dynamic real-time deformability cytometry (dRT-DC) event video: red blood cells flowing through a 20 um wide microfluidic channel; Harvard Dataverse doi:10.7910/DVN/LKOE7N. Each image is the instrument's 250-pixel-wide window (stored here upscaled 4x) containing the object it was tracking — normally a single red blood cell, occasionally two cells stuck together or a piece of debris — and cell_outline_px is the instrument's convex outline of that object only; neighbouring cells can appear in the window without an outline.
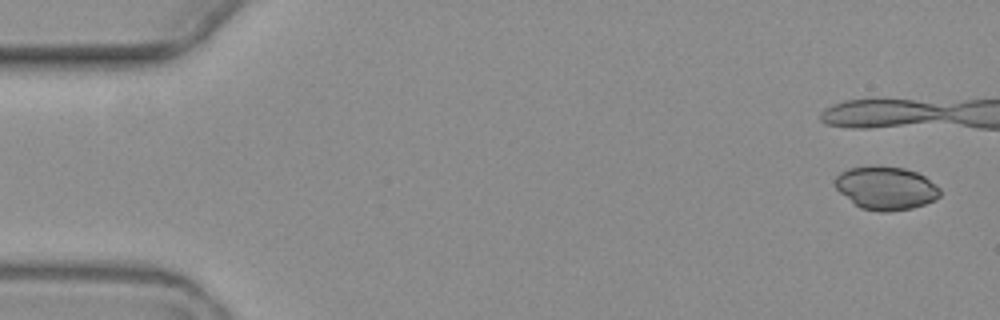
{"species": "common noctule bat (a hibernating species)", "species_latin": "Nyctalus noctula", "temperature_condition": "warm", "stored_images_in_passage": 6, "camera_frame_rate_fps": 3000, "um_per_image_px": 0.085, "animal": {"sex": "female", "body_mass_g": 19.3, "forearm_length_mm": 54.1}, "frame": {"image": 1, "passage_image": 1, "time_ms": 0.0, "image_size_px": [1000, 320], "cell_outline_px": [[940, 196], [936, 200], [912, 208], [888, 212], [880, 212], [860, 208], [840, 192], [836, 188], [836, 176], [840, 172], [848, 168], [904, 168], [916, 172], [924, 176], [936, 184], [940, 188]], "centroid_in_image_um": [75.34, 16.03], "position_along_channel_um": 9.7, "area_um2": 25.89}}